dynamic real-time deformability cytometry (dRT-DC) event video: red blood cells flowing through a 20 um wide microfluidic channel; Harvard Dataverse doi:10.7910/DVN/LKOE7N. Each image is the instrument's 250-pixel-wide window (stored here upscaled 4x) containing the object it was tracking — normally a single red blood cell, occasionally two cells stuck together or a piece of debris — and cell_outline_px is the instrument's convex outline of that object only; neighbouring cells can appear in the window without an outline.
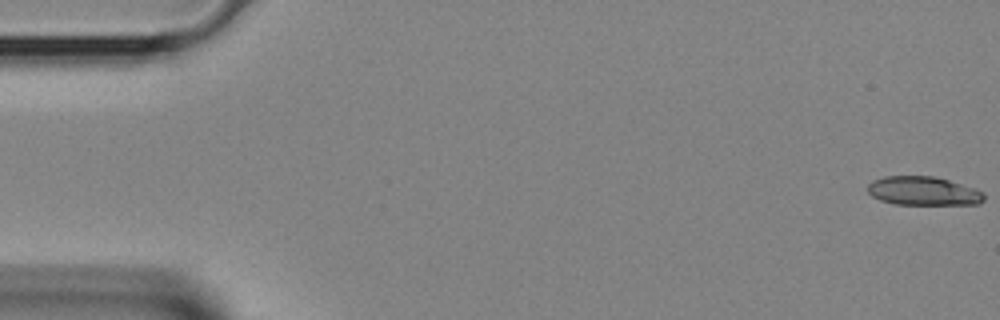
{"species": "Egyptian fruit bat (a non-hibernating species)", "species_latin": "Rousettus aegyptiacus", "temperature_condition": "room temperature", "stored_images_in_passage": 40, "camera_frame_rate_fps": 3000, "um_per_image_px": 0.085, "animal": {"sex": "female"}, "frame": {"image": 1, "passage_image": 1, "time_ms": 0.0, "image_size_px": [1000, 320], "cell_outline_px": [[984, 200], [980, 204], [896, 204], [880, 200], [872, 196], [868, 192], [868, 184], [872, 180], [884, 176], [936, 176], [984, 192]], "centroid_in_image_um": [78.46, 16.23], "position_along_channel_um": 6.5, "area_um2": 19.42}}
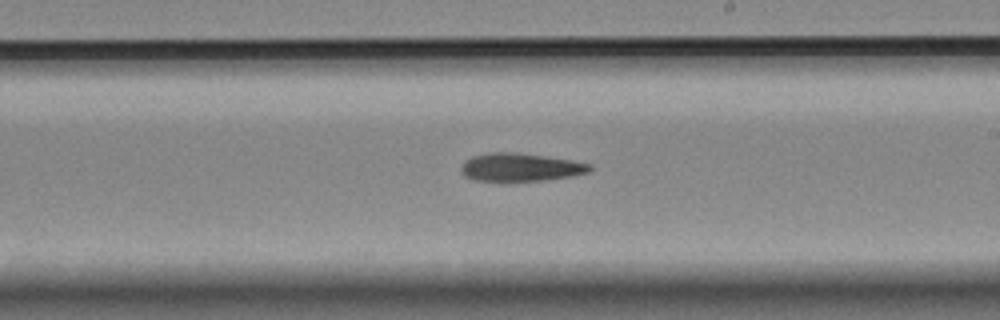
{"frame": {"image": 2, "passage_image": 23, "time_ms": 7.333, "image_size_px": [1000, 320], "cell_outline_px": [[592, 168], [588, 172], [572, 176], [540, 180], [476, 180], [464, 176], [460, 172], [460, 168], [464, 160], [472, 156], [488, 152], [516, 152], [544, 156], [592, 164]], "centroid_in_image_um": [44.18, 14.2], "position_along_channel_um": 244.8, "area_um2": 20.81}}
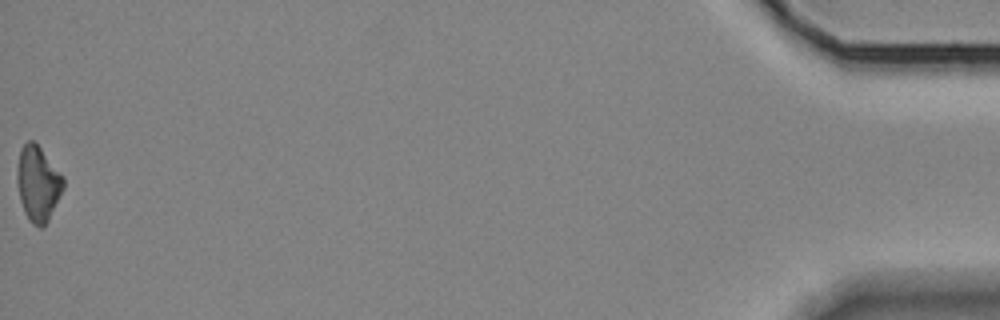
{"frame": {"image": 3, "passage_image": 40, "time_ms": 13.0, "image_size_px": [1000, 320], "cell_outline_px": [[64, 188], [44, 228], [40, 228], [32, 224], [28, 220], [24, 212], [20, 200], [16, 180], [16, 168], [20, 148], [28, 140], [32, 140], [40, 148], [64, 176]], "centroid_in_image_um": [3.21, 15.62], "position_along_channel_um": 432.0, "area_um2": 20.46}}